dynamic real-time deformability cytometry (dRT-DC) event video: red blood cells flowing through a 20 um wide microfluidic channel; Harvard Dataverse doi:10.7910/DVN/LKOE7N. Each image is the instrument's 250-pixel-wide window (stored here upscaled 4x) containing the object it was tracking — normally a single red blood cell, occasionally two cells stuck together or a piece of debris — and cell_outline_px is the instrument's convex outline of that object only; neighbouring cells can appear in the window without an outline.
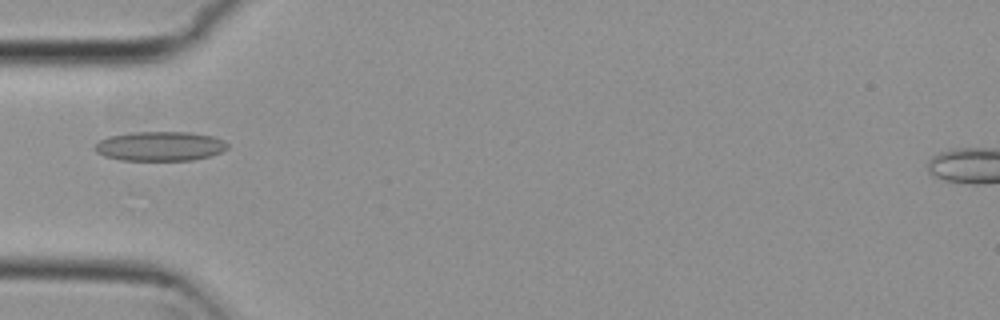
{"species": "common noctule bat (a hibernating species)", "species_latin": "Nyctalus noctula", "temperature_condition": "cold", "stored_images_in_passage": 4, "camera_frame_rate_fps": 3000, "um_per_image_px": 0.085, "animal": {"sex": "female", "body_mass_g": 29.2, "forearm_length_mm": 56.3}, "frame": {"image": 1, "passage_image": 4, "time_ms": 1.0, "image_size_px": [1000, 320], "cell_outline_px": [[228, 148], [220, 152], [208, 156], [192, 160], [120, 160], [104, 156], [96, 152], [92, 148], [100, 140], [108, 136], [132, 132], [188, 132], [212, 136], [224, 140], [228, 144]], "centroid_in_image_um": [13.57, 12.42], "position_along_channel_um": 71.4, "area_um2": 22.77}}